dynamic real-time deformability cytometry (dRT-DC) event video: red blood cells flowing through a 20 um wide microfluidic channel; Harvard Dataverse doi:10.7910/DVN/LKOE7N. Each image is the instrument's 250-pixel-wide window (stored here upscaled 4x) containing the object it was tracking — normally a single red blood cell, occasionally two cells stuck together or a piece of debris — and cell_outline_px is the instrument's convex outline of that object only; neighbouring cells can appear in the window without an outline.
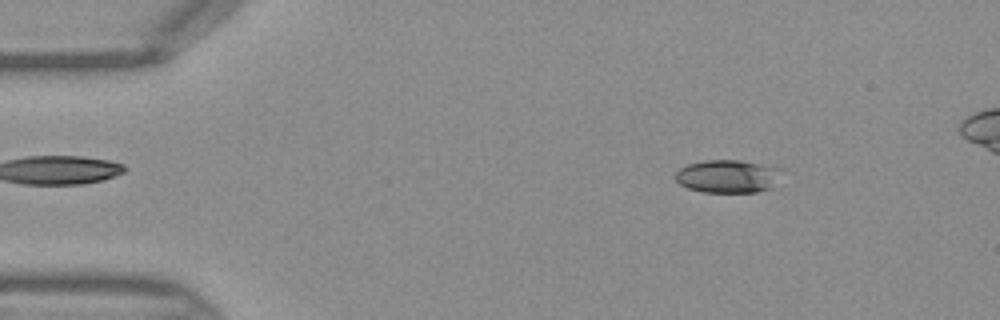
{"species": "Egyptian fruit bat (a non-hibernating species)", "species_latin": "Rousettus aegyptiacus", "temperature_condition": "warm", "stored_images_in_passage": 44, "camera_frame_rate_fps": 3000, "um_per_image_px": 0.085, "frame": {"image": 1, "passage_image": 6, "time_ms": 1.667, "image_size_px": [1000, 320], "cell_outline_px": [[776, 168], [772, 188], [756, 192], [704, 192], [688, 188], [680, 184], [676, 180], [676, 172], [680, 168], [688, 164], [704, 160], [740, 160]], "centroid_in_image_um": [61.73, 14.99], "position_along_channel_um": 23.3, "area_um2": 19.71}}
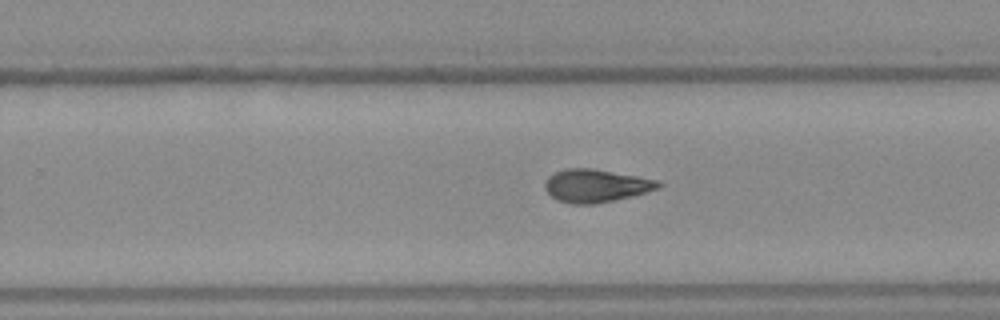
{"frame": {"image": 2, "passage_image": 28, "time_ms": 9.0, "image_size_px": [1000, 320], "cell_outline_px": [[664, 184], [656, 188], [632, 196], [596, 204], [572, 204], [556, 200], [544, 188], [544, 184], [548, 176], [556, 172], [568, 168], [592, 168], [660, 180]], "centroid_in_image_um": [50.64, 15.78], "position_along_channel_um": 279.2, "area_um2": 21.73}}
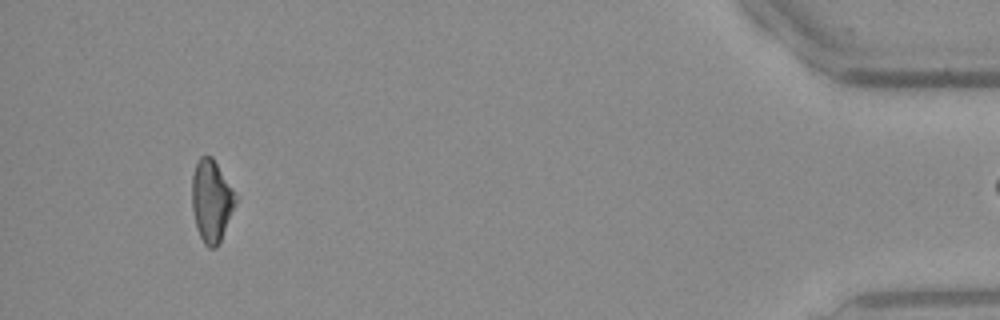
{"frame": {"image": 3, "passage_image": 42, "time_ms": 13.667, "image_size_px": [1000, 320], "cell_outline_px": [[236, 200], [220, 240], [216, 248], [208, 248], [204, 244], [200, 236], [196, 224], [192, 208], [192, 176], [196, 164], [200, 156], [212, 156], [232, 188], [236, 196]], "centroid_in_image_um": [17.94, 17.05], "position_along_channel_um": 417.3, "area_um2": 20.29}}